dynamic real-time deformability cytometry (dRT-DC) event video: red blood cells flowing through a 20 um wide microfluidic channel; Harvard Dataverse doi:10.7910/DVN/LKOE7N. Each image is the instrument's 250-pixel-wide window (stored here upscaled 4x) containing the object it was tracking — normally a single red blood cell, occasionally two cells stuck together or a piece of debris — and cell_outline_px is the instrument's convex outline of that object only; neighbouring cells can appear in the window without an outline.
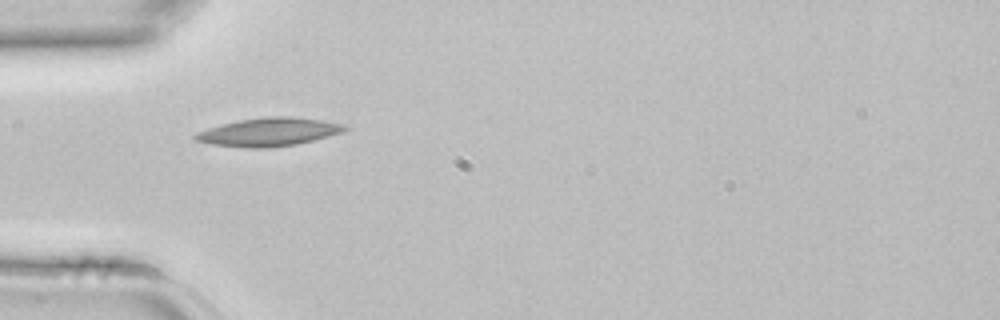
{"species": "common noctule bat (a hibernating species)", "species_latin": "Nyctalus noctula", "temperature_condition": "room temperature", "stored_images_in_passage": 1, "camera_frame_rate_fps": 3000, "um_per_image_px": 0.085, "animal": {"sex": "female", "body_mass_g": 22.7, "forearm_length_mm": 54.2}, "frame": {"image": 1, "passage_image": 1, "time_ms": 0.0, "image_size_px": [1000, 320], "cell_outline_px": [[348, 128], [344, 132], [296, 144], [268, 148], [244, 148], [212, 144], [196, 140], [192, 136], [196, 132], [208, 128], [240, 120], [264, 116], [288, 116], [320, 120], [344, 124]], "centroid_in_image_um": [22.84, 11.22], "position_along_channel_um": 62.2, "area_um2": 24.51}}